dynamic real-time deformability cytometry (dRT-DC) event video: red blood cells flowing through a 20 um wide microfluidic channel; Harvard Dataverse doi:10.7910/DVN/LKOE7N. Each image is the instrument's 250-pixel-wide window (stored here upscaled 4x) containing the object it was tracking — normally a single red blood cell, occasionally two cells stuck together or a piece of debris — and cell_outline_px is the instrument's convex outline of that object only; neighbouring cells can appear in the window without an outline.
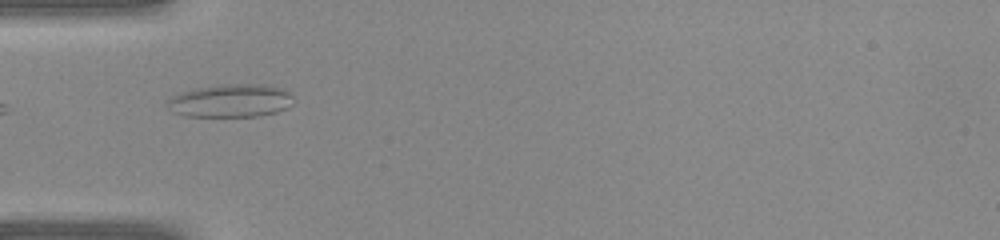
{"species": "common noctule bat (a hibernating species)", "species_latin": "Nyctalus noctula", "temperature_condition": "warm", "stored_images_in_passage": 29, "camera_frame_rate_fps": 3000, "um_per_image_px": 0.085, "animal": {"sex": "female", "body_mass_g": 22.0, "forearm_length_mm": 56.7}, "frame": {"image": 1, "passage_image": 1, "time_ms": 0.0, "image_size_px": [1000, 240], "cell_outline_px": [[292, 104], [288, 108], [276, 112], [260, 116], [184, 116], [172, 112], [168, 104], [168, 100], [172, 96], [196, 88], [228, 84], [264, 84], [280, 88], [288, 92], [292, 96]], "centroid_in_image_um": [19.64, 8.57], "position_along_channel_um": 65.4, "area_um2": 24.1}}
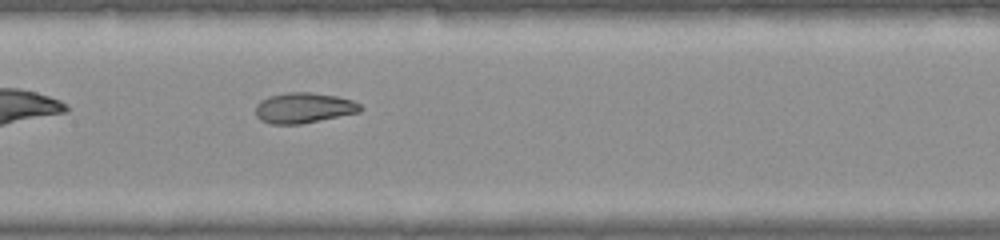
{"frame": {"image": 2, "passage_image": 8, "time_ms": 2.333, "image_size_px": [1000, 240], "cell_outline_px": [[364, 108], [360, 112], [300, 124], [272, 124], [260, 120], [256, 116], [256, 104], [260, 100], [268, 96], [288, 92], [312, 92], [336, 96], [352, 100], [360, 104]], "centroid_in_image_um": [25.81, 9.16], "position_along_channel_um": 181.6, "area_um2": 18.67}}
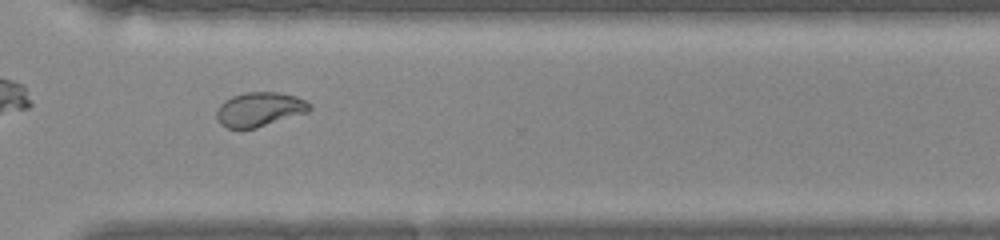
{"frame": {"image": 3, "passage_image": 18, "time_ms": 5.667, "image_size_px": [1000, 240], "cell_outline_px": [[312, 108], [308, 112], [256, 128], [228, 128], [220, 124], [216, 116], [216, 112], [220, 104], [224, 100], [232, 96], [244, 92], [276, 92], [296, 96], [312, 104]], "centroid_in_image_um": [22.06, 9.29], "position_along_channel_um": 348.5, "area_um2": 18.61}}